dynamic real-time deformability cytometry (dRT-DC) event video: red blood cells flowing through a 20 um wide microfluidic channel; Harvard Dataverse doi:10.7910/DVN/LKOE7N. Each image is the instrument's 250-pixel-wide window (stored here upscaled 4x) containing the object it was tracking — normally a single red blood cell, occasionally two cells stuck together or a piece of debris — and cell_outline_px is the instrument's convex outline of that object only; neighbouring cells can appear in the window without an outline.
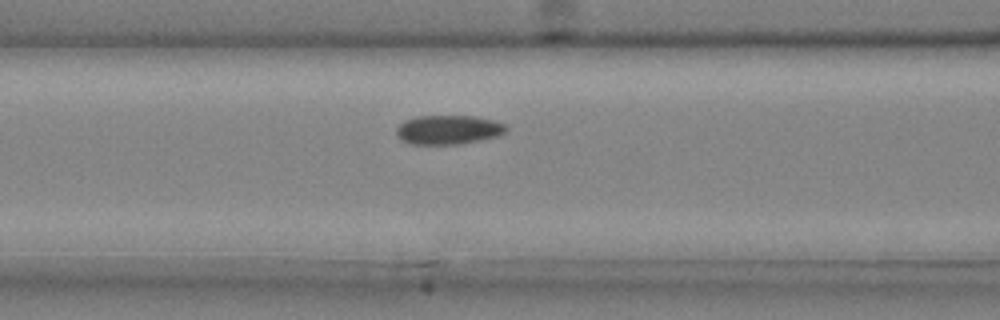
{"species": "common noctule bat (a hibernating species)", "species_latin": "Nyctalus noctula", "temperature_condition": "cold", "stored_images_in_passage": 25, "camera_frame_rate_fps": 3000, "um_per_image_px": 0.085, "animal": {"sex": "male", "body_mass_g": 20.4}, "frame": {"image": 1, "passage_image": 5, "time_ms": 1.333, "image_size_px": [1000, 320], "cell_outline_px": [[508, 132], [496, 136], [460, 144], [412, 144], [400, 140], [396, 136], [396, 128], [404, 120], [416, 116], [472, 116], [496, 120], [504, 124], [508, 128]], "centroid_in_image_um": [38.09, 11.02], "position_along_channel_um": 128.5, "area_um2": 18.79}}
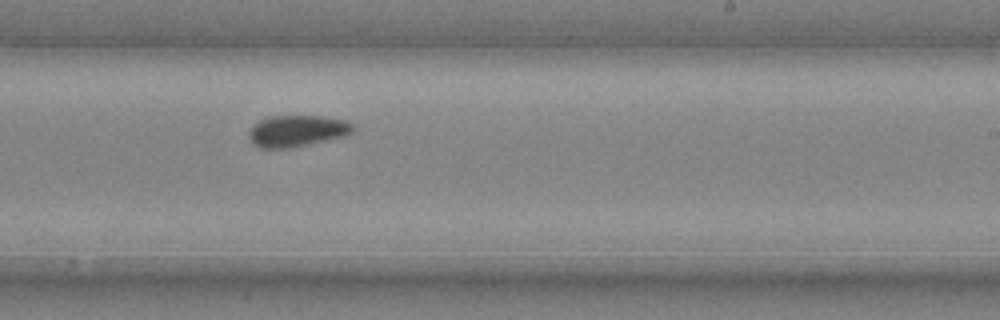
{"frame": {"image": 2, "passage_image": 14, "time_ms": 4.333, "image_size_px": [1000, 320], "cell_outline_px": [[352, 132], [344, 136], [292, 148], [260, 148], [252, 144], [248, 140], [248, 132], [260, 120], [268, 116], [320, 116], [344, 120], [352, 124]], "centroid_in_image_um": [25.19, 11.14], "position_along_channel_um": 263.8, "area_um2": 19.02}}
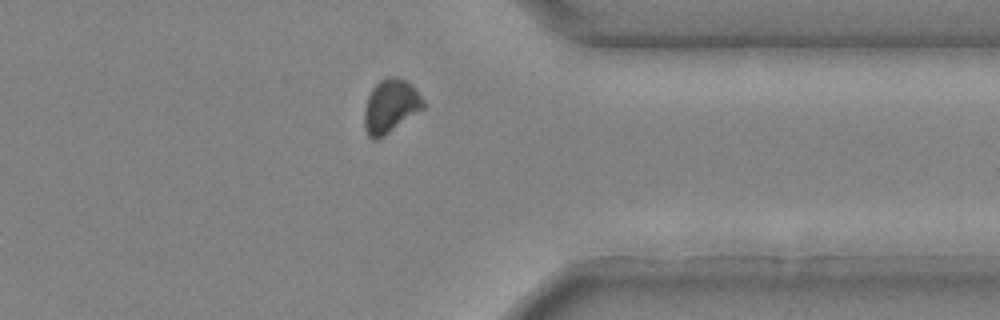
{"frame": {"image": 3, "passage_image": 22, "time_ms": 7.0, "image_size_px": [1000, 320], "cell_outline_px": [[424, 108], [384, 136], [376, 140], [372, 140], [368, 136], [364, 128], [364, 108], [368, 96], [372, 88], [380, 80], [388, 76], [396, 76], [408, 80], [416, 88], [424, 100]], "centroid_in_image_um": [33.19, 9.0], "position_along_channel_um": 378.2, "area_um2": 18.67}}